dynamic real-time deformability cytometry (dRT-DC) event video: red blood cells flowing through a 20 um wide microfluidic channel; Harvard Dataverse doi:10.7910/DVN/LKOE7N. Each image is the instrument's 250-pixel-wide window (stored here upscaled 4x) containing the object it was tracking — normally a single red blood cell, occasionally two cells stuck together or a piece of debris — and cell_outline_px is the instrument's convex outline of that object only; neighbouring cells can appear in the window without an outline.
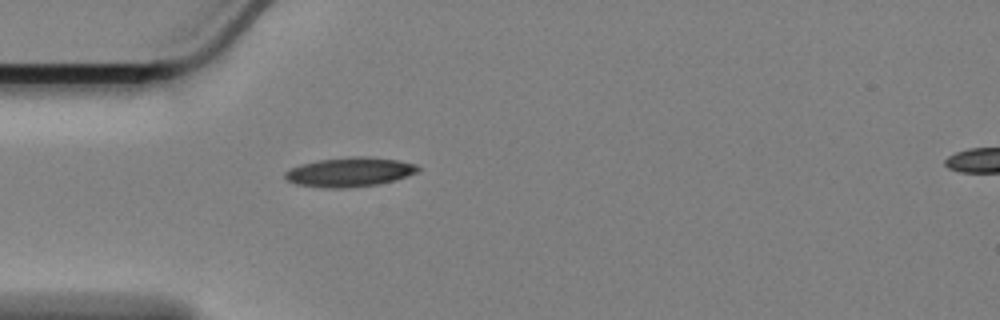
{"species": "Egyptian fruit bat (a non-hibernating species)", "species_latin": "Rousettus aegyptiacus", "temperature_condition": "cold", "stored_images_in_passage": 36, "camera_frame_rate_fps": 3000, "um_per_image_px": 0.085, "animal": {"sex": "female"}, "frame": {"image": 1, "passage_image": 1, "time_ms": 0.0, "image_size_px": [1000, 320], "cell_outline_px": [[420, 172], [408, 176], [376, 184], [348, 188], [324, 188], [296, 184], [288, 180], [284, 176], [284, 172], [300, 164], [320, 160], [352, 156], [368, 156], [396, 160], [416, 164], [420, 168]], "centroid_in_image_um": [29.73, 14.62], "position_along_channel_um": 55.3, "area_um2": 22.66}}
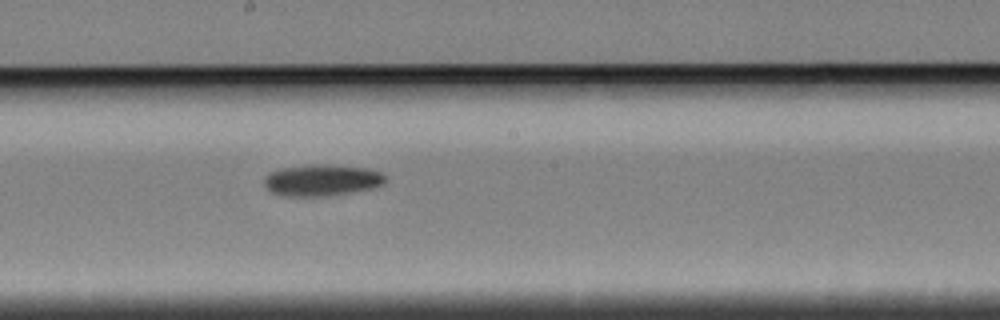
{"frame": {"image": 2, "passage_image": 16, "time_ms": 5.0, "image_size_px": [1000, 320], "cell_outline_px": [[388, 180], [384, 184], [376, 188], [332, 196], [280, 196], [272, 192], [264, 184], [264, 180], [272, 172], [280, 168], [316, 164], [368, 168], [380, 172]], "centroid_in_image_um": [27.42, 15.34], "position_along_channel_um": 220.8, "area_um2": 22.31}}
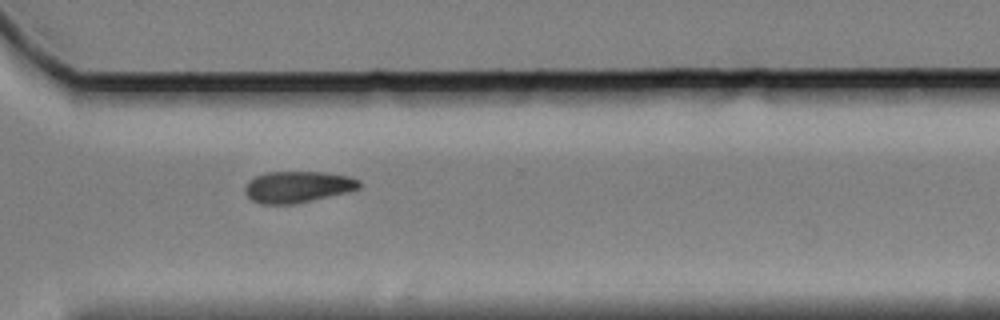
{"frame": {"image": 3, "passage_image": 27, "time_ms": 8.667, "image_size_px": [1000, 320], "cell_outline_px": [[360, 188], [348, 192], [296, 204], [260, 204], [252, 200], [244, 192], [244, 188], [248, 180], [256, 176], [268, 172], [320, 172], [348, 176], [360, 180]], "centroid_in_image_um": [25.28, 15.89], "position_along_channel_um": 345.3, "area_um2": 20.98}, "authors_computed_cell_mechanics": {"area_um2": 21.6461, "velocity_mm_per_s": 3.3986, "shape_relaxation_time_tau1_ms": 5.9758, "shape_relaxation_time_tau2_ms": null, "deformation_change_tau1": 0.1036, "deformation_change_tau2": null}}